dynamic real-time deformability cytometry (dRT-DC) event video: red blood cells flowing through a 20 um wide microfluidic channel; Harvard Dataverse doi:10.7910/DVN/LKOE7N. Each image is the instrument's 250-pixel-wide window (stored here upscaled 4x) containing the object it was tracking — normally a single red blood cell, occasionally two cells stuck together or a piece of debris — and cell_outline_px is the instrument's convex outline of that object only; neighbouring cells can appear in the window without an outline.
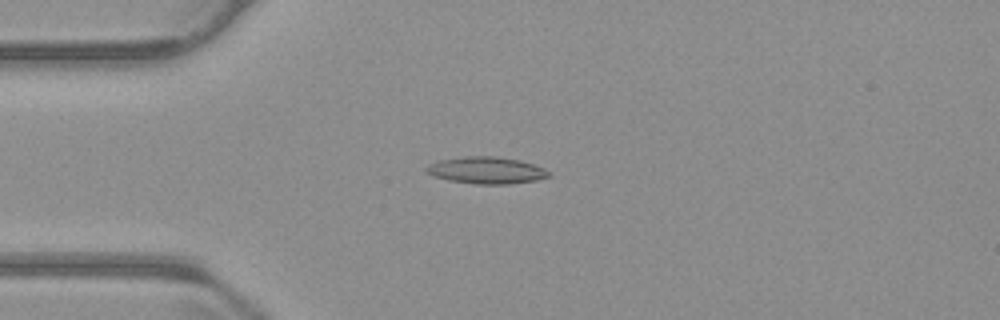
{"species": "common noctule bat (a hibernating species)", "species_latin": "Nyctalus noctula", "temperature_condition": "warm", "stored_images_in_passage": 45, "camera_frame_rate_fps": 3000, "um_per_image_px": 0.085, "animal": {"sex": "male", "body_mass_g": 23.1, "forearm_length_mm": 52.7}, "frame": {"image": 1, "passage_image": 4, "time_ms": 1.0, "image_size_px": [1000, 320], "cell_outline_px": [[552, 176], [536, 180], [508, 184], [476, 184], [448, 180], [432, 176], [424, 168], [428, 164], [440, 160], [464, 156], [496, 156], [520, 160], [544, 168], [552, 172]], "centroid_in_image_um": [41.36, 14.47], "position_along_channel_um": 43.6, "area_um2": 19.31}}
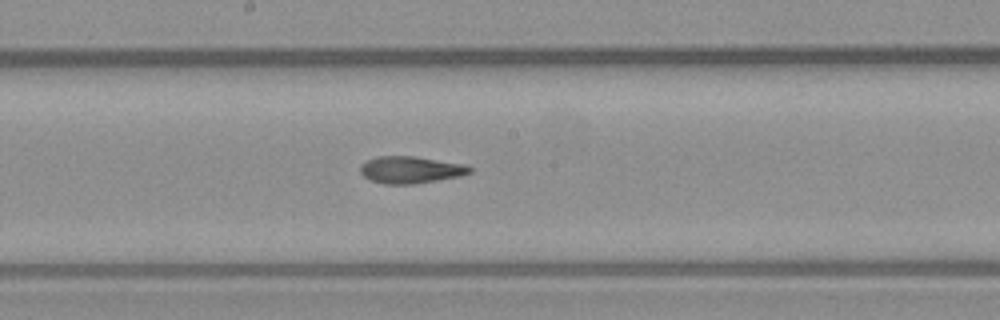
{"frame": {"image": 2, "passage_image": 19, "time_ms": 6.0, "image_size_px": [1000, 320], "cell_outline_px": [[472, 172], [460, 176], [412, 184], [384, 184], [368, 180], [360, 172], [360, 164], [376, 156], [416, 156], [468, 164], [472, 168]], "centroid_in_image_um": [34.91, 14.42], "position_along_channel_um": 213.3, "area_um2": 17.46}}
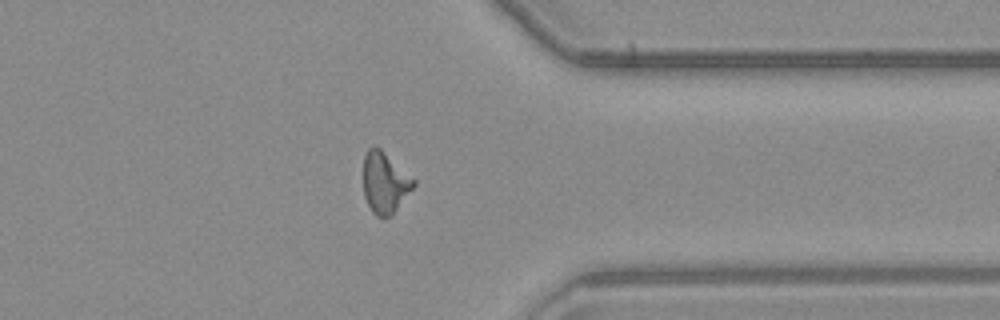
{"frame": {"image": 3, "passage_image": 33, "time_ms": 10.667, "image_size_px": [1000, 320], "cell_outline_px": [[416, 184], [392, 216], [384, 220], [376, 216], [372, 212], [364, 196], [364, 156], [368, 148], [372, 144], [380, 148], [416, 180]], "centroid_in_image_um": [32.72, 15.55], "position_along_channel_um": 378.7, "area_um2": 18.15}, "authors_computed_cell_mechanics": {"area_um2": 17.5712, "velocity_mm_per_s": 3.7415, "shape_relaxation_time_tau1_ms": null, "shape_relaxation_time_tau2_ms": 4.1342, "deformation_change_tau1": null, "deformation_change_tau2": 0.1349}}